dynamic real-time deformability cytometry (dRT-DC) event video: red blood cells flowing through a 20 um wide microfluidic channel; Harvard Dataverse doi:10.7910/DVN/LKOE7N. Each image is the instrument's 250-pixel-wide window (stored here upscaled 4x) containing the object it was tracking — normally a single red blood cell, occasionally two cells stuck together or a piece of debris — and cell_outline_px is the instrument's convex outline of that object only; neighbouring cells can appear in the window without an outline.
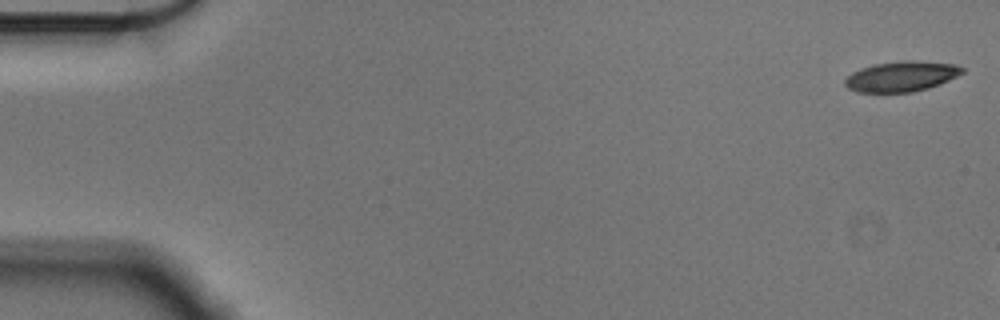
{"species": "Egyptian fruit bat (a non-hibernating species)", "species_latin": "Rousettus aegyptiacus", "temperature_condition": "cold", "stored_images_in_passage": 8, "camera_frame_rate_fps": 3000, "um_per_image_px": 0.085, "animal": {"sex": "male"}, "frame": {"image": 1, "passage_image": 1, "time_ms": 0.0, "image_size_px": [1000, 320], "cell_outline_px": [[964, 72], [948, 80], [928, 88], [912, 92], [856, 92], [848, 88], [844, 84], [844, 80], [852, 72], [860, 68], [876, 64], [904, 60], [912, 60], [956, 64], [964, 68]], "centroid_in_image_um": [76.61, 6.49], "position_along_channel_um": 8.4, "area_um2": 20.63}}